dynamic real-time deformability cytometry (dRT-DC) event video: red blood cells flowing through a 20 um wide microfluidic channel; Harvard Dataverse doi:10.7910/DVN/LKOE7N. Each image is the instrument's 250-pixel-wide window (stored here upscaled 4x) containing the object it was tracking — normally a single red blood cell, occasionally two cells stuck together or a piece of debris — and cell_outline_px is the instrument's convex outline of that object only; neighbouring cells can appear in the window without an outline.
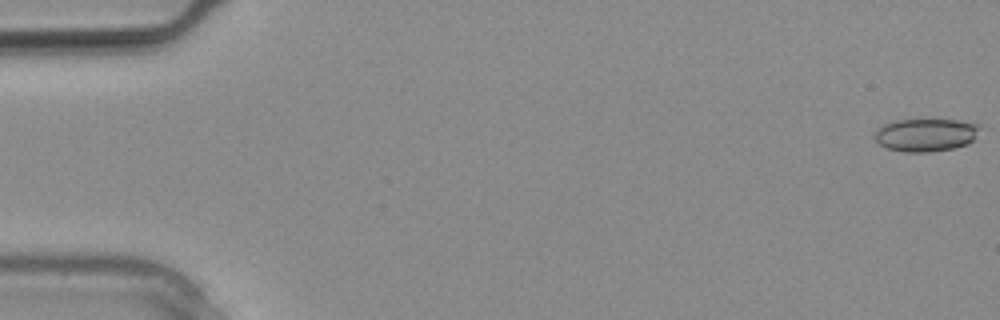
{"species": "common noctule bat (a hibernating species)", "species_latin": "Nyctalus noctula", "temperature_condition": "warm", "stored_images_in_passage": 12, "camera_frame_rate_fps": 3000, "um_per_image_px": 0.085, "animal": {"sex": "male", "body_mass_g": 20.4}, "frame": {"image": 1, "passage_image": 1, "time_ms": 0.0, "image_size_px": [1000, 320], "cell_outline_px": [[980, 128], [972, 140], [968, 144], [952, 148], [928, 152], [904, 152], [888, 148], [880, 144], [872, 136], [884, 124], [896, 120], [956, 120], [980, 124]], "centroid_in_image_um": [78.69, 11.47], "position_along_channel_um": 6.3, "area_um2": 19.94}}
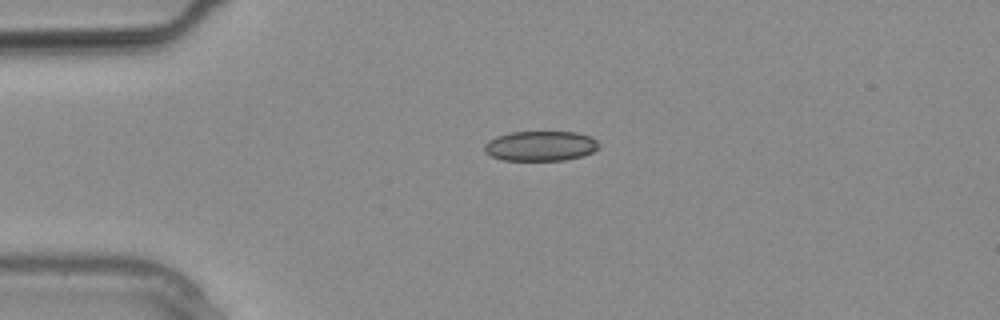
{"frame": {"image": 2, "passage_image": 7, "time_ms": 2.0, "image_size_px": [1000, 320], "cell_outline_px": [[600, 148], [584, 156], [564, 160], [500, 160], [484, 152], [484, 144], [488, 140], [496, 136], [508, 132], [576, 132], [592, 136], [600, 144]], "centroid_in_image_um": [45.95, 12.4], "position_along_channel_um": 39.0, "area_um2": 20.29}}
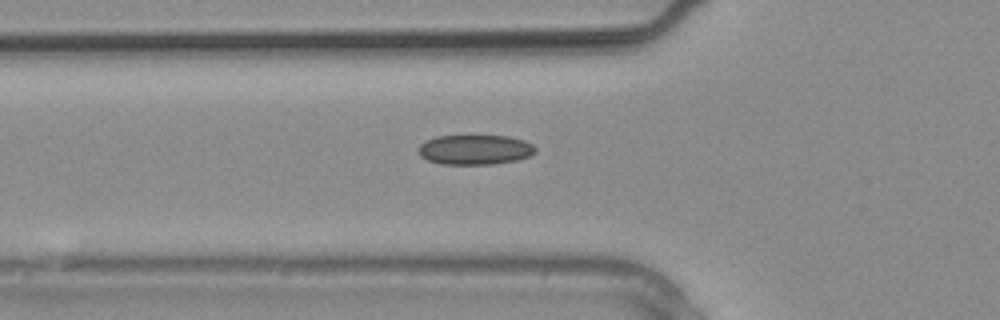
{"frame": {"image": 3, "passage_image": 10, "time_ms": 3.0, "image_size_px": [1000, 320], "cell_outline_px": [[536, 152], [528, 156], [516, 160], [492, 164], [440, 164], [428, 160], [420, 156], [416, 152], [416, 148], [424, 140], [436, 136], [468, 132], [508, 136], [524, 140], [532, 144], [536, 148]], "centroid_in_image_um": [40.3, 12.66], "position_along_channel_um": 85.5, "area_um2": 21.56}}